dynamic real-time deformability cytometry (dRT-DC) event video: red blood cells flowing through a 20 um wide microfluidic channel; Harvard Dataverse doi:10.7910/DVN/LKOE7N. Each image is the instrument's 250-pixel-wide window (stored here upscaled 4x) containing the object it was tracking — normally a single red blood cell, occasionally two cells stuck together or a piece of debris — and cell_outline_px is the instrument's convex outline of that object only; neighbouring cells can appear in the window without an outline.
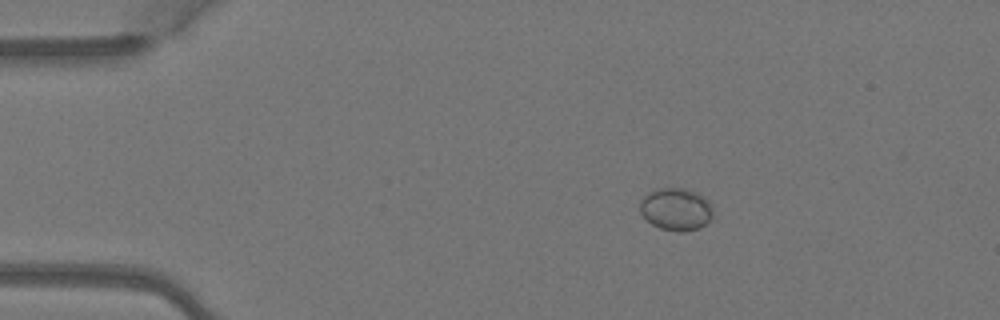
{"species": "Egyptian fruit bat (a non-hibernating species)", "species_latin": "Rousettus aegyptiacus", "temperature_condition": "warm", "stored_images_in_passage": 6, "camera_frame_rate_fps": 3000, "um_per_image_px": 0.085, "animal": {"sex": "female"}, "frame": {"image": 1, "passage_image": 3, "time_ms": 0.667, "image_size_px": [1000, 320], "cell_outline_px": [[712, 216], [700, 228], [684, 232], [680, 232], [660, 228], [652, 224], [640, 212], [640, 200], [648, 192], [656, 188], [684, 188], [696, 192], [704, 196], [712, 204]], "centroid_in_image_um": [57.46, 17.77], "position_along_channel_um": 27.5, "area_um2": 18.15}}
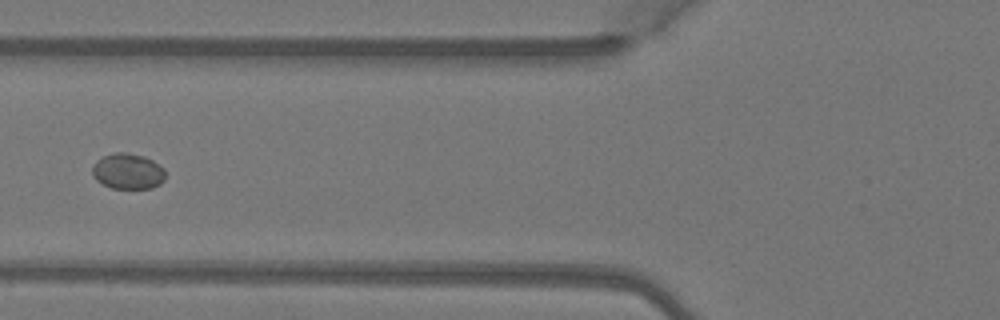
{"frame": {"image": 2, "passage_image": 6, "time_ms": 1.667, "image_size_px": [1000, 320], "cell_outline_px": [[164, 180], [160, 184], [152, 188], [112, 188], [96, 180], [92, 176], [92, 168], [96, 160], [104, 156], [116, 152], [128, 152], [144, 156], [152, 160], [164, 168]], "centroid_in_image_um": [10.86, 14.55], "position_along_channel_um": 114.9, "area_um2": 15.2}}